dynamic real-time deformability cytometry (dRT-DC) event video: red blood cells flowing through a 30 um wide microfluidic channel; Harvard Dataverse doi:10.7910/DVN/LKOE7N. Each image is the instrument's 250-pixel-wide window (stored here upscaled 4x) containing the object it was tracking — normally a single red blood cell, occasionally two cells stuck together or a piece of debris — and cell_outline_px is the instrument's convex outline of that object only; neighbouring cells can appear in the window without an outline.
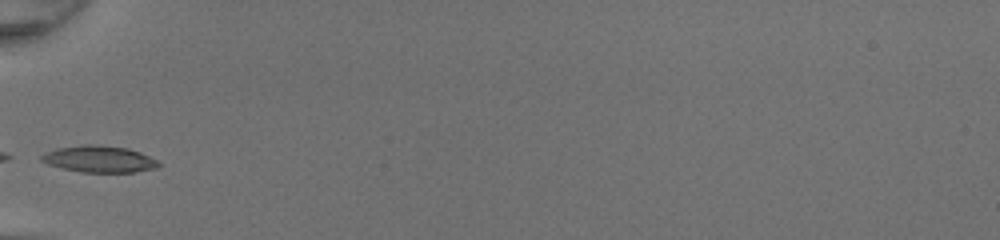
{"species": "common noctule bat (a hibernating species)", "species_latin": "Nyctalus noctula", "temperature_condition": "room temperature", "stored_images_in_passage": 27, "camera_frame_rate_fps": 3000, "um_per_image_px": 0.085, "animal": {"sex": "female", "body_mass_g": 20.0, "forearm_length_mm": 54.0}, "frame": {"image": 1, "passage_image": 1, "time_ms": 0.0, "image_size_px": [1000, 240], "cell_outline_px": [[164, 164], [156, 168], [136, 172], [80, 172], [48, 164], [40, 160], [40, 156], [56, 148], [80, 144], [96, 144], [128, 148], [140, 152]], "centroid_in_image_um": [8.46, 13.51], "position_along_channel_um": 76.5, "area_um2": 18.26}}
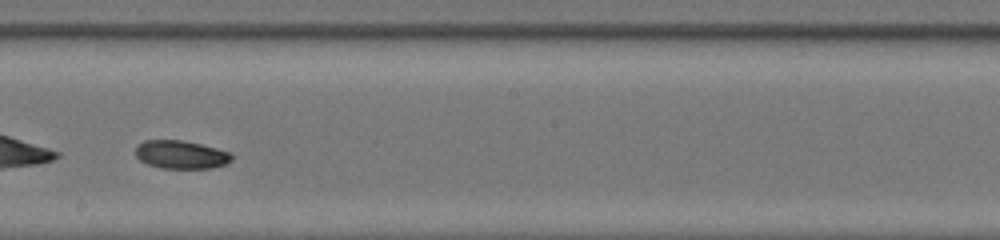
{"frame": {"image": 2, "passage_image": 12, "time_ms": 3.667, "image_size_px": [1000, 240], "cell_outline_px": [[232, 160], [224, 164], [212, 168], [160, 168], [148, 164], [140, 160], [136, 156], [136, 144], [144, 140], [180, 140], [200, 144], [232, 152]], "centroid_in_image_um": [15.37, 13.14], "position_along_channel_um": 232.8, "area_um2": 15.84}}
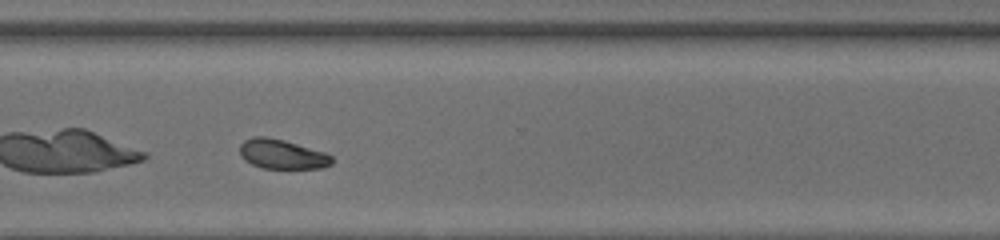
{"frame": {"image": 3, "passage_image": 20, "time_ms": 6.333, "image_size_px": [1000, 240], "cell_outline_px": [[332, 164], [320, 168], [264, 168], [252, 164], [244, 160], [240, 156], [240, 144], [244, 140], [252, 136], [268, 136], [284, 140], [324, 152], [332, 156]], "centroid_in_image_um": [23.94, 13.09], "position_along_channel_um": 346.7, "area_um2": 15.84}, "authors_computed_cell_mechanics": {"area_um2": 16.2418, "velocity_mm_per_s": 4.28, "shape_relaxation_time_tau1_ms": 3.1652, "shape_relaxation_time_tau2_ms": null, "deformation_change_tau1": 0.1064, "deformation_change_tau2": null}}